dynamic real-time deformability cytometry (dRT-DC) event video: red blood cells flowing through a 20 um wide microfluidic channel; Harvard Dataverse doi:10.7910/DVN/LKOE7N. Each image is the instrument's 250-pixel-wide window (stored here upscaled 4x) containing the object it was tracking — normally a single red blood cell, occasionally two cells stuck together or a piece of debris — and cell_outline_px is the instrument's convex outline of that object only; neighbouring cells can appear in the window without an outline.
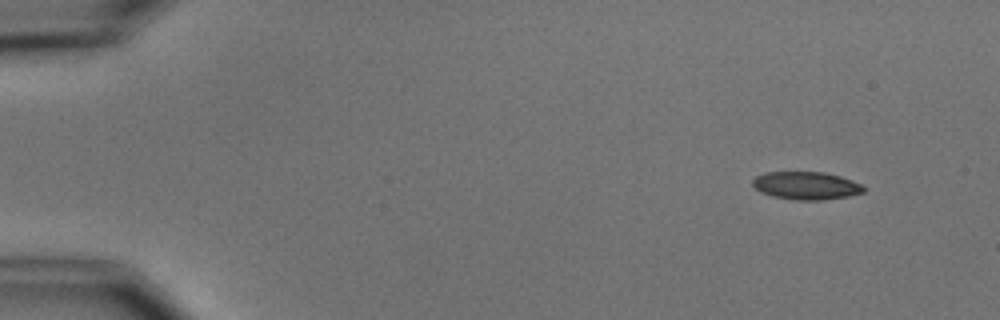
{"species": "common noctule bat (a hibernating species)", "species_latin": "Nyctalus noctula", "temperature_condition": "cold", "stored_images_in_passage": 5, "camera_frame_rate_fps": 3000, "um_per_image_px": 0.085, "animal": {"sex": "male", "body_mass_g": 15.6}, "frame": {"image": 1, "passage_image": 1, "time_ms": 0.0, "image_size_px": [1000, 320], "cell_outline_px": [[864, 192], [848, 196], [820, 200], [792, 200], [772, 196], [760, 192], [752, 184], [752, 180], [756, 176], [764, 172], [824, 172], [840, 176], [852, 180], [860, 184], [864, 188]], "centroid_in_image_um": [68.49, 15.77], "position_along_channel_um": 16.5, "area_um2": 18.03}}
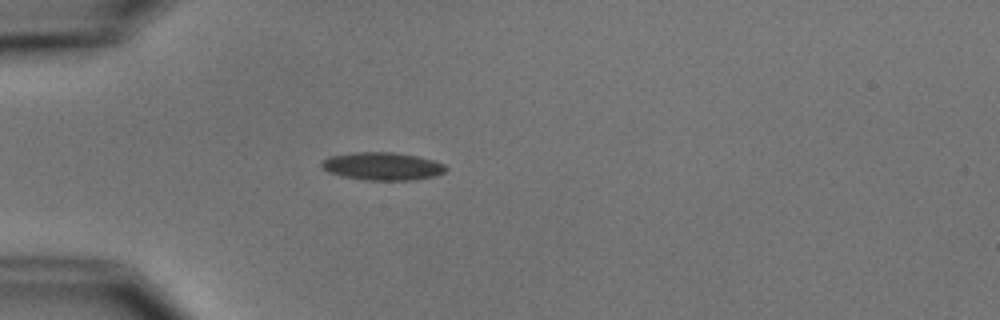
{"frame": {"image": 2, "passage_image": 4, "time_ms": 3.667, "image_size_px": [1000, 320], "cell_outline_px": [[448, 168], [444, 172], [436, 176], [416, 180], [368, 180], [340, 176], [328, 172], [320, 164], [320, 160], [328, 156], [352, 152], [392, 152], [416, 156], [432, 160], [444, 164]], "centroid_in_image_um": [32.47, 14.13], "position_along_channel_um": 52.5, "area_um2": 20.35}}